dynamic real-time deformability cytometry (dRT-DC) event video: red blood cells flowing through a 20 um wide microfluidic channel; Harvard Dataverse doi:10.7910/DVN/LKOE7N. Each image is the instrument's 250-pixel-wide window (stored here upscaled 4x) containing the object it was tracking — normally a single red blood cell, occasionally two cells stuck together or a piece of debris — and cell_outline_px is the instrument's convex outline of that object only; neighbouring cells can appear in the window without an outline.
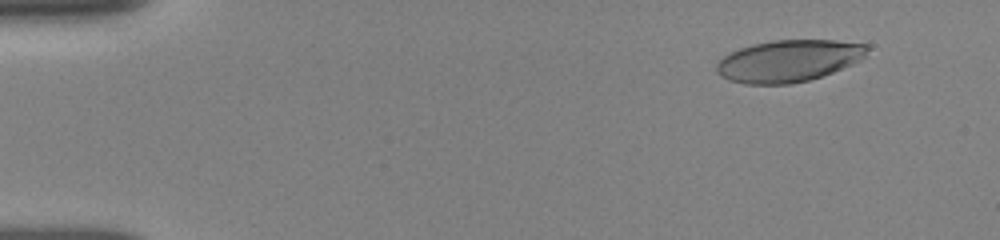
{"species": "human", "species_latin": "Homo sapiens", "temperature_condition": "room temperature", "stored_images_in_passage": 9, "camera_frame_rate_fps": 3000, "um_per_image_px": 0.085, "donor": {"sex": "female"}, "frame": {"image": 1, "passage_image": 1, "time_ms": 0.0, "image_size_px": [1000, 240], "cell_outline_px": [[872, 44], [864, 56], [860, 60], [852, 64], [832, 72], [808, 80], [792, 84], [744, 84], [728, 80], [720, 76], [716, 72], [716, 64], [728, 52], [752, 44], [772, 40], [836, 40]], "centroid_in_image_um": [67.03, 5.16], "position_along_channel_um": 18.0, "area_um2": 37.05}}
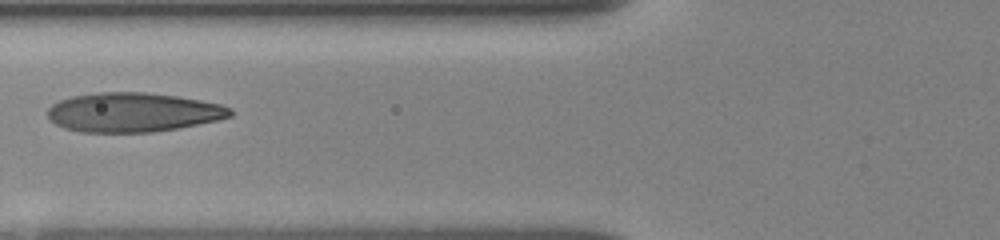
{"frame": {"image": 2, "passage_image": 6, "time_ms": 5.333, "image_size_px": [1000, 240], "cell_outline_px": [[232, 116], [220, 120], [176, 128], [152, 132], [80, 132], [64, 128], [56, 124], [48, 116], [48, 108], [52, 104], [60, 100], [72, 96], [100, 92], [144, 92], [176, 96], [200, 100], [220, 104], [232, 108]], "centroid_in_image_um": [11.31, 9.54], "position_along_channel_um": 114.5, "area_um2": 41.73}}
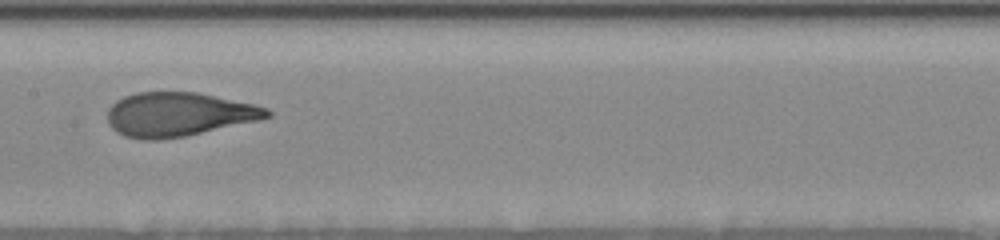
{"frame": {"image": 3, "passage_image": 8, "time_ms": 7.333, "image_size_px": [1000, 240], "cell_outline_px": [[272, 116], [260, 120], [184, 136], [160, 140], [144, 140], [124, 136], [116, 132], [108, 124], [108, 108], [116, 100], [124, 96], [136, 92], [196, 92], [256, 104], [268, 108], [272, 112]], "centroid_in_image_um": [15.18, 9.72], "position_along_channel_um": 192.2, "area_um2": 41.15}}